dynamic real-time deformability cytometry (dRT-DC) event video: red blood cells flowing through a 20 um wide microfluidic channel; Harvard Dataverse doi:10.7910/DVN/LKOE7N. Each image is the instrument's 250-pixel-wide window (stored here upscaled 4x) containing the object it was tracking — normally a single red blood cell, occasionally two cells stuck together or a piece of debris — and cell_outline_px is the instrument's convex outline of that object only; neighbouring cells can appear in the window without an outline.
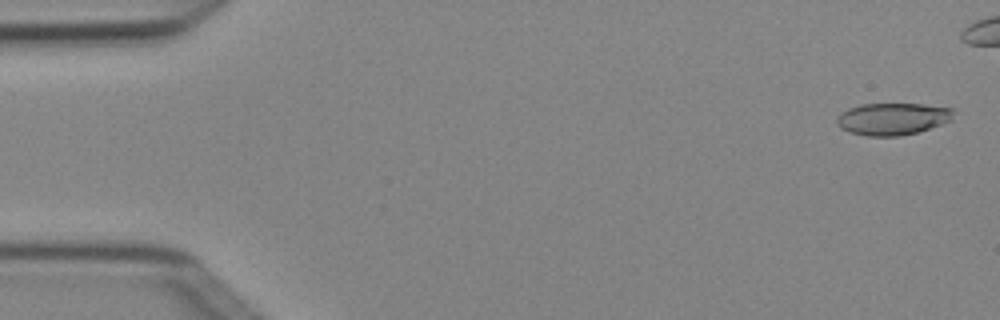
{"species": "Egyptian fruit bat (a non-hibernating species)", "species_latin": "Rousettus aegyptiacus", "temperature_condition": "cold", "stored_images_in_passage": 6, "camera_frame_rate_fps": 3000, "um_per_image_px": 0.085, "animal": {"sex": "female"}, "frame": {"image": 1, "passage_image": 1, "time_ms": 0.0, "image_size_px": [1000, 320], "cell_outline_px": [[952, 120], [916, 132], [900, 136], [864, 136], [848, 132], [840, 128], [836, 124], [836, 116], [840, 112], [848, 108], [860, 104], [924, 104], [952, 108]], "centroid_in_image_um": [75.79, 10.1], "position_along_channel_um": 9.2, "area_um2": 21.91}}